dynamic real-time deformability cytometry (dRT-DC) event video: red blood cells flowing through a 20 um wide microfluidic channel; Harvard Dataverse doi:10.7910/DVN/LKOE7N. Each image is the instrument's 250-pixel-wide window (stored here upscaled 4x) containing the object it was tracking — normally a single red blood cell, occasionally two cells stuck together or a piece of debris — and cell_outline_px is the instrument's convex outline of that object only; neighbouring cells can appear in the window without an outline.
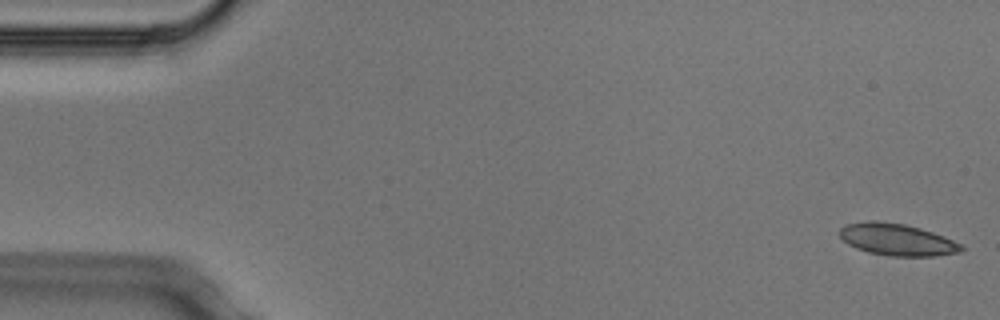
{"species": "Egyptian fruit bat (a non-hibernating species)", "species_latin": "Rousettus aegyptiacus", "temperature_condition": "cold", "stored_images_in_passage": 4, "camera_frame_rate_fps": 3000, "um_per_image_px": 0.085, "animal": {"sex": "male"}, "frame": {"image": 1, "passage_image": 1, "time_ms": 0.0, "image_size_px": [1000, 320], "cell_outline_px": [[964, 248], [960, 252], [936, 256], [892, 256], [868, 252], [856, 248], [848, 244], [840, 236], [840, 228], [848, 224], [868, 220], [872, 220], [904, 224], [920, 228], [944, 236], [960, 244]], "centroid_in_image_um": [76.25, 20.37], "position_along_channel_um": 8.8, "area_um2": 22.43}}
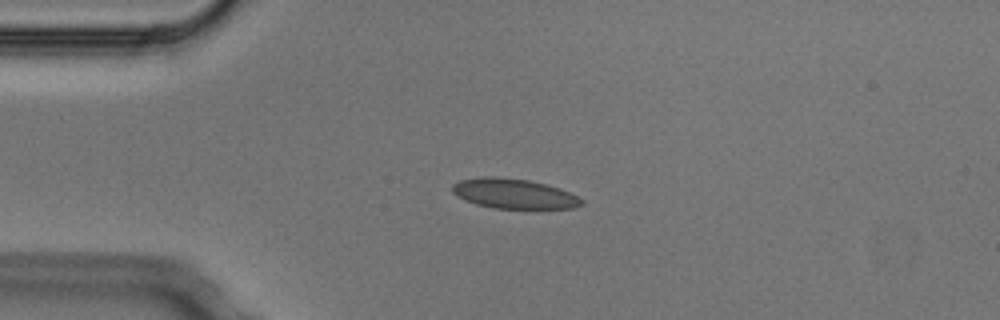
{"frame": {"image": 2, "passage_image": 4, "time_ms": 1.0, "image_size_px": [1000, 320], "cell_outline_px": [[584, 204], [572, 208], [492, 208], [476, 204], [464, 200], [456, 196], [452, 192], [452, 184], [460, 180], [480, 176], [492, 176], [528, 180], [560, 188], [584, 200]], "centroid_in_image_um": [43.63, 16.46], "position_along_channel_um": 41.4, "area_um2": 22.48}}